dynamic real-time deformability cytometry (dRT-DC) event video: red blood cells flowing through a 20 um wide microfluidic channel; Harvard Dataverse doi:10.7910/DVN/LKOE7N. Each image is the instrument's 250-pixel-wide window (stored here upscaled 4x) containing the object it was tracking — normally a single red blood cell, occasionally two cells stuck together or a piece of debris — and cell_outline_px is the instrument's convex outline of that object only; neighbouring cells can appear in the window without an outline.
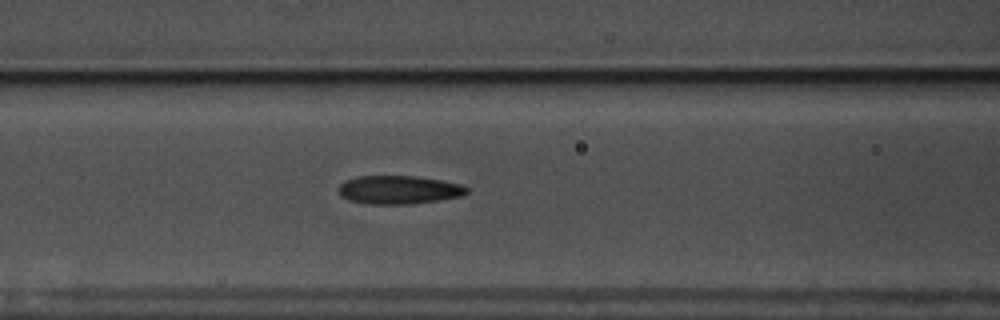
{"species": "common noctule bat (a hibernating species)", "species_latin": "Nyctalus noctula", "temperature_condition": "warm", "stored_images_in_passage": 57, "camera_frame_rate_fps": 3000, "um_per_image_px": 0.085, "animal": {"sex": "male", "body_mass_g": 17.5, "forearm_length_mm": 52.3}, "frame": {"image": 1, "passage_image": 24, "time_ms": 7.667, "image_size_px": [1000, 320], "cell_outline_px": [[468, 192], [464, 196], [408, 204], [368, 204], [348, 200], [340, 196], [336, 188], [344, 180], [356, 176], [416, 176], [440, 180], [460, 184], [468, 188]], "centroid_in_image_um": [33.84, 16.13], "position_along_channel_um": 132.8, "area_um2": 21.39}}
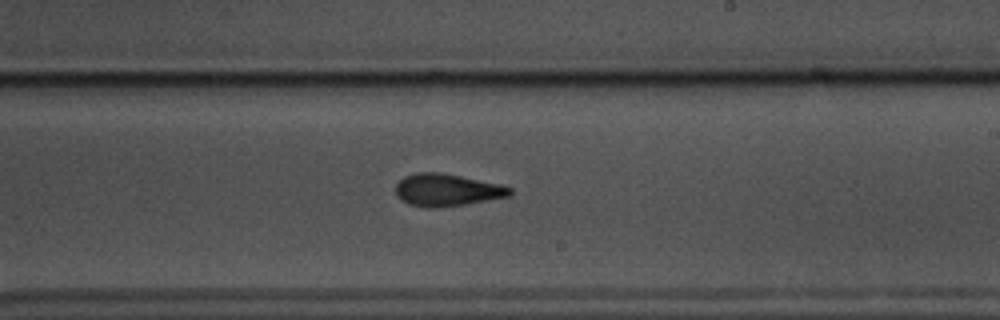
{"frame": {"image": 2, "passage_image": 34, "time_ms": 11.0, "image_size_px": [1000, 320], "cell_outline_px": [[512, 196], [464, 204], [436, 208], [428, 208], [408, 204], [400, 200], [396, 196], [396, 184], [404, 176], [416, 172], [440, 172], [500, 184], [512, 188]], "centroid_in_image_um": [37.97, 16.15], "position_along_channel_um": 251.0, "area_um2": 21.62}}
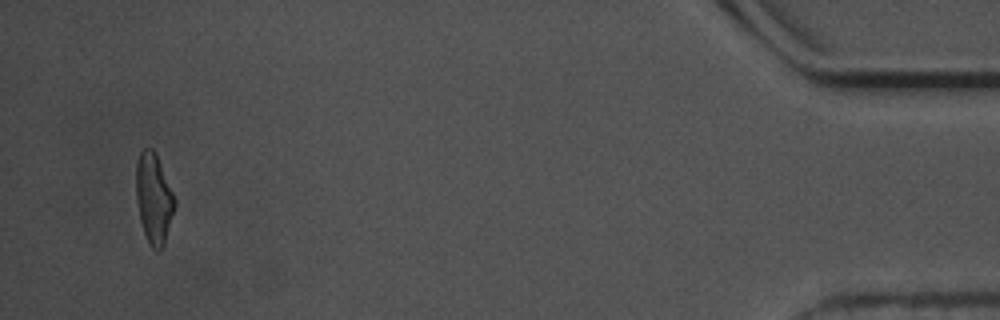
{"frame": {"image": 3, "passage_image": 55, "time_ms": 18.0, "image_size_px": [1000, 320], "cell_outline_px": [[176, 204], [164, 244], [160, 252], [156, 252], [148, 244], [140, 220], [136, 200], [136, 164], [140, 152], [144, 148], [152, 148], [156, 152], [176, 200]], "centroid_in_image_um": [13.07, 16.88], "position_along_channel_um": 422.1, "area_um2": 20.46}, "authors_computed_cell_mechanics": {"area_um2": 20.808, "velocity_mm_per_s": 3.5586, "shape_relaxation_time_tau1_ms": 8.401, "shape_relaxation_time_tau2_ms": 2.2291, "deformation_change_tau1": 0.2109, "deformation_change_tau2": 0.1092}}